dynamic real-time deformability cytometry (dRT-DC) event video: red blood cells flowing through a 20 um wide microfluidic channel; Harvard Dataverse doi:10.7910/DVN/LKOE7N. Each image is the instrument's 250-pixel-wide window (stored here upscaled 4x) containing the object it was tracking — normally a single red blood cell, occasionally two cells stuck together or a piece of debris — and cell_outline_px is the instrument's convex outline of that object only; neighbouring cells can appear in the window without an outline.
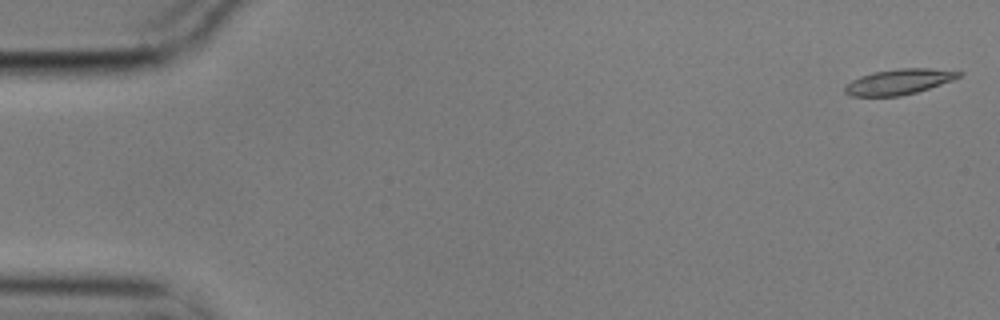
{"species": "common noctule bat (a hibernating species)", "species_latin": "Nyctalus noctula", "temperature_condition": "cold", "stored_images_in_passage": 5, "camera_frame_rate_fps": 3000, "um_per_image_px": 0.085, "animal": {"sex": "male", "body_mass_g": 17.9}, "frame": {"image": 1, "passage_image": 1, "time_ms": 0.0, "image_size_px": [1000, 320], "cell_outline_px": [[964, 72], [960, 76], [952, 80], [916, 92], [900, 96], [852, 96], [844, 92], [844, 88], [852, 80], [860, 76], [872, 72], [900, 68], [928, 68]], "centroid_in_image_um": [76.39, 6.94], "position_along_channel_um": 8.6, "area_um2": 16.7}}
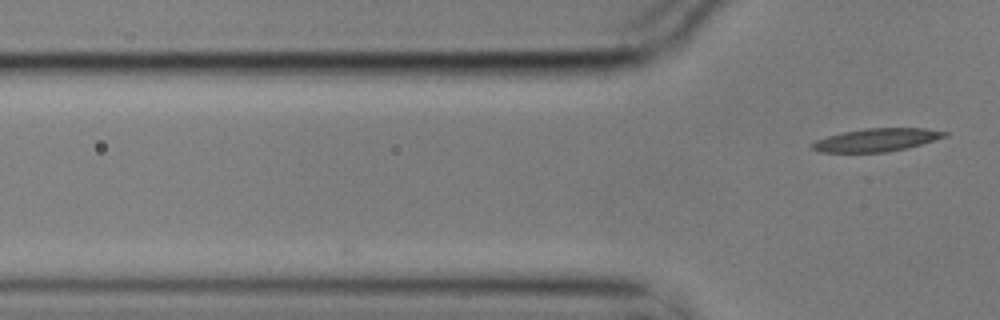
{"frame": {"image": 2, "passage_image": 5, "time_ms": 1.333, "image_size_px": [1000, 320], "cell_outline_px": [[948, 136], [908, 148], [888, 152], [820, 152], [812, 148], [812, 144], [816, 140], [828, 136], [844, 132], [864, 128], [924, 128], [948, 132]], "centroid_in_image_um": [74.55, 11.89], "position_along_channel_um": 51.3, "area_um2": 17.69}}